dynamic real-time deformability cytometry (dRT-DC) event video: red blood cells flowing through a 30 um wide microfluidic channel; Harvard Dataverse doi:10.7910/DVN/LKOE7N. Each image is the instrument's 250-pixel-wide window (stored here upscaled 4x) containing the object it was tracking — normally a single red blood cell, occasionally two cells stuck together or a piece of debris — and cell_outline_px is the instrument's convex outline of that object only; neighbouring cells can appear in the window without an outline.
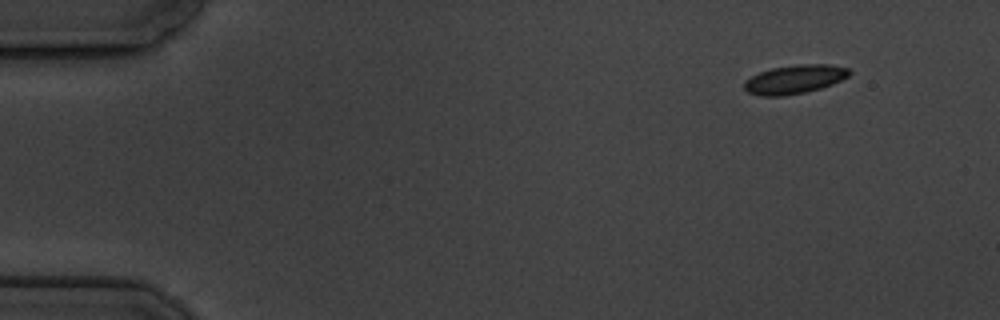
{"species": "common noctule bat (a hibernating species)", "species_latin": "Nyctalus noctula", "temperature_condition": "cold", "stored_images_in_passage": 5, "camera_frame_rate_fps": 3000, "um_per_image_px": 0.085, "animal": {"sex": "male", "body_mass_g": 19.5, "forearm_length_mm": 54.6}, "frame": {"image": 1, "passage_image": 1, "time_ms": 0.0, "image_size_px": [1000, 320], "cell_outline_px": [[852, 72], [848, 76], [832, 84], [820, 88], [804, 92], [784, 96], [760, 96], [748, 92], [744, 88], [744, 80], [760, 72], [772, 68], [796, 64], [828, 64], [848, 68]], "centroid_in_image_um": [67.53, 6.74], "position_along_channel_um": 17.5, "area_um2": 17.57}}
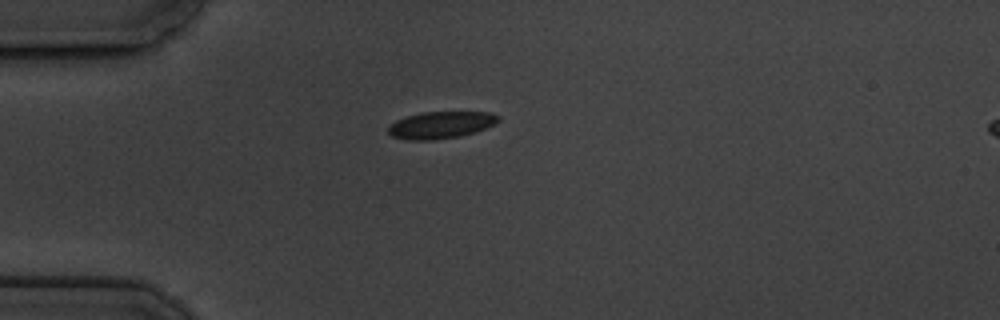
{"frame": {"image": 2, "passage_image": 4, "time_ms": 3.333, "image_size_px": [1000, 320], "cell_outline_px": [[500, 120], [484, 128], [460, 136], [432, 140], [408, 140], [392, 136], [388, 132], [388, 128], [396, 120], [420, 112], [488, 112], [500, 116]], "centroid_in_image_um": [37.45, 10.62], "position_along_channel_um": 47.6, "area_um2": 17.05}}